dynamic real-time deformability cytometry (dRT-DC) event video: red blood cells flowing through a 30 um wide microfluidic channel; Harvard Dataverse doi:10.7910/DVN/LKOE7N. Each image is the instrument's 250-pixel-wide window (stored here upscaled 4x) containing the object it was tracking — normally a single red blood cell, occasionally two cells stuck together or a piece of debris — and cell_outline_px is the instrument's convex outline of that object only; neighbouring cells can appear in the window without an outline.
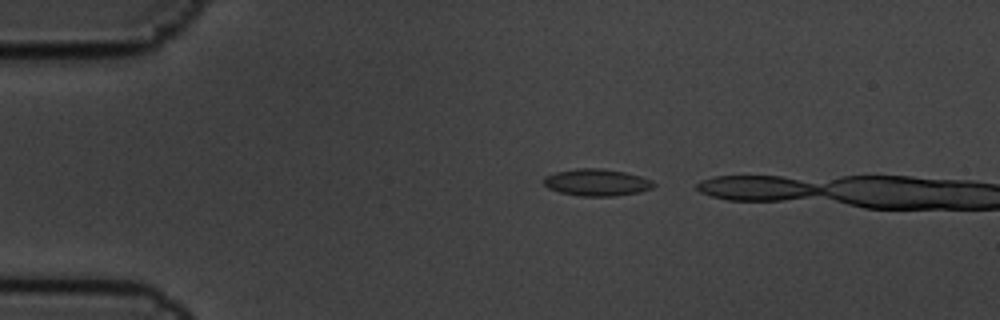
{"species": "common noctule bat (a hibernating species)", "species_latin": "Nyctalus noctula", "temperature_condition": "cold", "stored_images_in_passage": 2, "camera_frame_rate_fps": 3000, "um_per_image_px": 0.085, "animal": {"sex": "male", "body_mass_g": 19.5, "forearm_length_mm": 54.6}, "frame": {"image": 1, "passage_image": 1, "time_ms": 0.0, "image_size_px": [1000, 320], "cell_outline_px": [[656, 184], [652, 188], [640, 192], [612, 196], [580, 196], [560, 192], [548, 188], [544, 184], [544, 176], [556, 172], [576, 168], [600, 168], [624, 172], [640, 176], [652, 180]], "centroid_in_image_um": [50.72, 15.5], "position_along_channel_um": 34.3, "area_um2": 17.22}}